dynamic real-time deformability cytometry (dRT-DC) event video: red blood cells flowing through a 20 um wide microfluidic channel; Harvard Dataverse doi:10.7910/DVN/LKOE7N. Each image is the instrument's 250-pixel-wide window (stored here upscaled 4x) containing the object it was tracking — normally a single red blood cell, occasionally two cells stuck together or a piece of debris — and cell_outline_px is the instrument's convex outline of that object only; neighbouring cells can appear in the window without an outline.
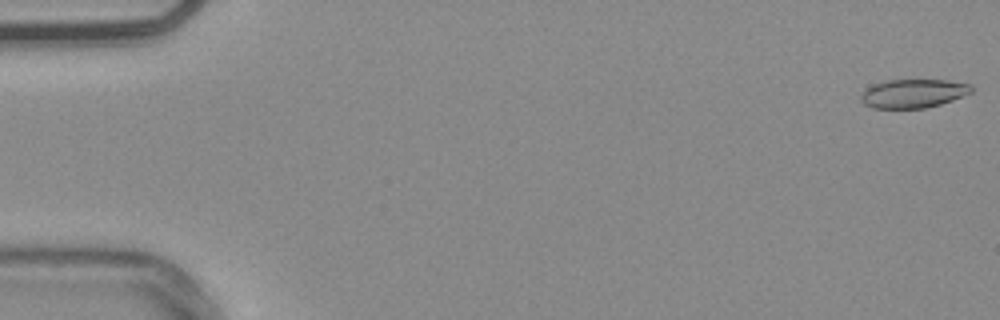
{"species": "common noctule bat (a hibernating species)", "species_latin": "Nyctalus noctula", "temperature_condition": "warm", "stored_images_in_passage": 54, "camera_frame_rate_fps": 3000, "um_per_image_px": 0.085, "animal": {"sex": "male", "body_mass_g": 20.4}, "frame": {"image": 1, "passage_image": 1, "time_ms": 0.0, "image_size_px": [1000, 320], "cell_outline_px": [[972, 92], [952, 100], [940, 104], [924, 108], [872, 108], [864, 104], [860, 100], [860, 96], [872, 84], [888, 80], [948, 80], [972, 84]], "centroid_in_image_um": [77.63, 7.94], "position_along_channel_um": 7.4, "area_um2": 18.44}}
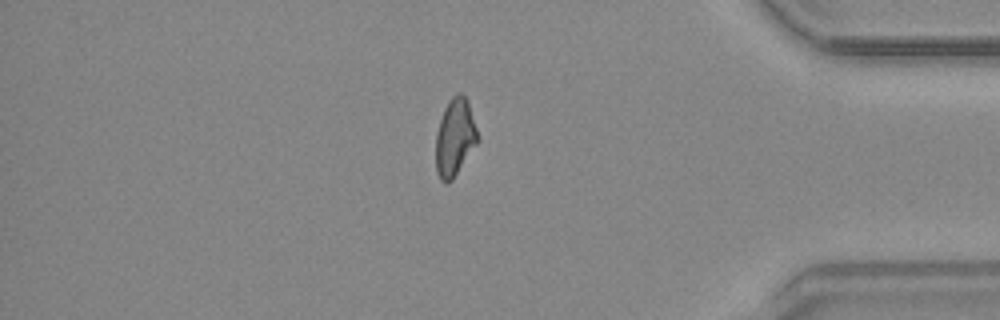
{"frame": {"image": 2, "passage_image": 46, "time_ms": 15.0, "image_size_px": [1000, 320], "cell_outline_px": [[480, 140], [452, 180], [448, 184], [444, 184], [440, 180], [436, 172], [436, 132], [444, 108], [448, 100], [456, 92], [460, 92], [468, 100]], "centroid_in_image_um": [38.67, 11.68], "position_along_channel_um": 396.5, "area_um2": 19.19}}
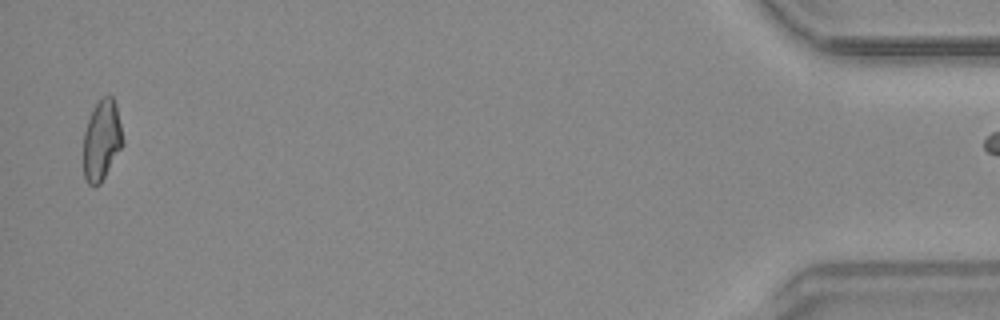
{"frame": {"image": 3, "passage_image": 53, "time_ms": 17.333, "image_size_px": [1000, 320], "cell_outline_px": [[124, 144], [100, 184], [88, 184], [84, 176], [84, 132], [88, 120], [96, 104], [104, 96], [112, 96], [116, 104], [124, 140]], "centroid_in_image_um": [8.67, 11.92], "position_along_channel_um": 426.5, "area_um2": 18.21}}